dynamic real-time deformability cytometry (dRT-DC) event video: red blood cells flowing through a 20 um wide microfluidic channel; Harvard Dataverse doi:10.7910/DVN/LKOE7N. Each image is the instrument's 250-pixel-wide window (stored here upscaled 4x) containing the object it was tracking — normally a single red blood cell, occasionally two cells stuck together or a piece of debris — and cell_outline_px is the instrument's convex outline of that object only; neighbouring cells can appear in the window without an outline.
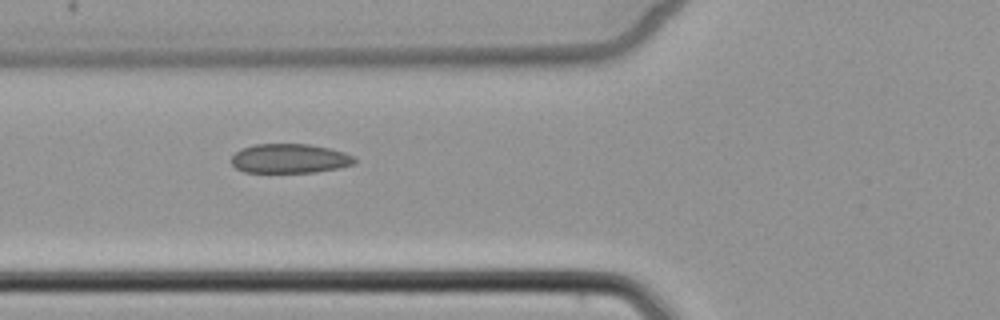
{"species": "common noctule bat (a hibernating species)", "species_latin": "Nyctalus noctula", "temperature_condition": "cold", "stored_images_in_passage": 7, "camera_frame_rate_fps": 3000, "um_per_image_px": 0.085, "animal": {"sex": "female", "body_mass_g": 22.7, "forearm_length_mm": 54.2}, "frame": {"image": 1, "passage_image": 6, "time_ms": 7.667, "image_size_px": [1000, 320], "cell_outline_px": [[356, 160], [352, 164], [340, 168], [316, 172], [244, 172], [236, 168], [232, 164], [232, 156], [240, 148], [252, 144], [308, 144], [328, 148], [344, 152], [352, 156]], "centroid_in_image_um": [24.59, 13.47], "position_along_channel_um": 101.2, "area_um2": 21.04}}
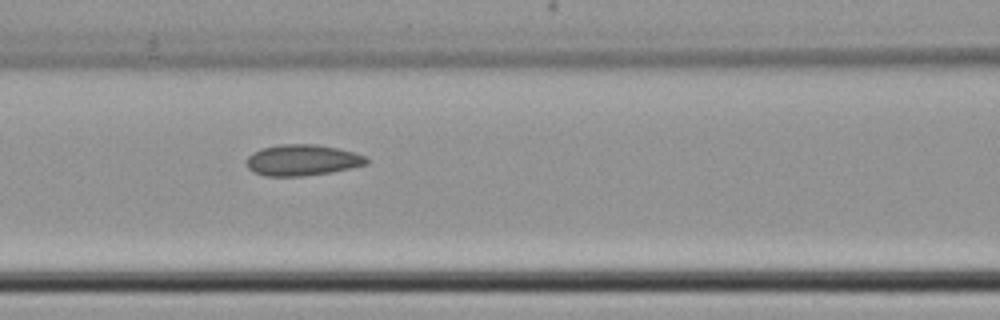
{"frame": {"image": 2, "passage_image": 7, "time_ms": 8.667, "image_size_px": [1000, 320], "cell_outline_px": [[368, 164], [352, 168], [332, 172], [304, 176], [264, 176], [252, 172], [244, 164], [244, 160], [252, 152], [260, 148], [280, 144], [316, 144], [336, 148], [352, 152], [364, 156], [368, 160]], "centroid_in_image_um": [25.62, 13.62], "position_along_channel_um": 141.0, "area_um2": 22.02}}